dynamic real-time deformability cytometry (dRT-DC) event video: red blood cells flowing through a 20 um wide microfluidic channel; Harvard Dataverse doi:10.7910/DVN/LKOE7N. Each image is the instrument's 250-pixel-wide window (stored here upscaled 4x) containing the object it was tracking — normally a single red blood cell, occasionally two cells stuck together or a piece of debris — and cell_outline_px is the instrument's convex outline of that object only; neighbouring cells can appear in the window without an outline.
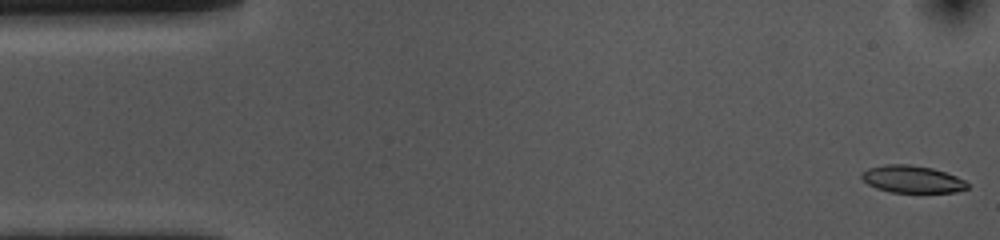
{"species": "common noctule bat (a hibernating species)", "species_latin": "Nyctalus noctula", "temperature_condition": "cold", "stored_images_in_passage": 54, "camera_frame_rate_fps": 3000, "um_per_image_px": 0.085, "animal": {"sex": "female", "body_mass_g": 10.0, "forearm_length_mm": 53.1}, "frame": {"image": 1, "passage_image": 1, "time_ms": 0.0, "image_size_px": [1000, 240], "cell_outline_px": [[968, 188], [956, 192], [892, 192], [876, 188], [868, 184], [860, 176], [860, 172], [868, 168], [884, 164], [912, 164], [932, 168], [956, 176], [964, 180], [968, 184]], "centroid_in_image_um": [77.5, 15.22], "position_along_channel_um": 7.5, "area_um2": 16.82}}
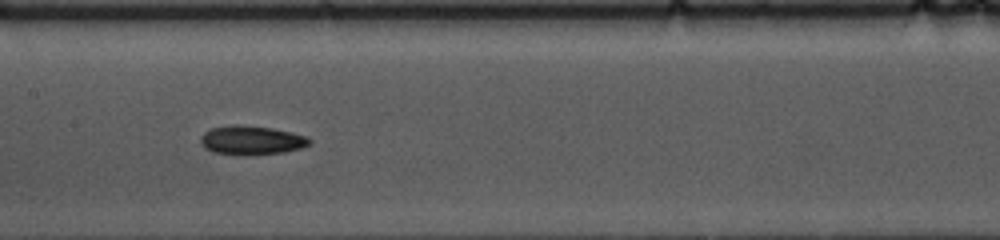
{"frame": {"image": 2, "passage_image": 25, "time_ms": 8.0, "image_size_px": [1000, 240], "cell_outline_px": [[312, 140], [308, 144], [300, 148], [284, 152], [244, 156], [236, 156], [212, 152], [204, 148], [200, 140], [200, 136], [204, 132], [212, 128], [236, 124], [272, 128], [292, 132], [308, 136]], "centroid_in_image_um": [21.35, 11.93], "position_along_channel_um": 186.0, "area_um2": 18.67}}
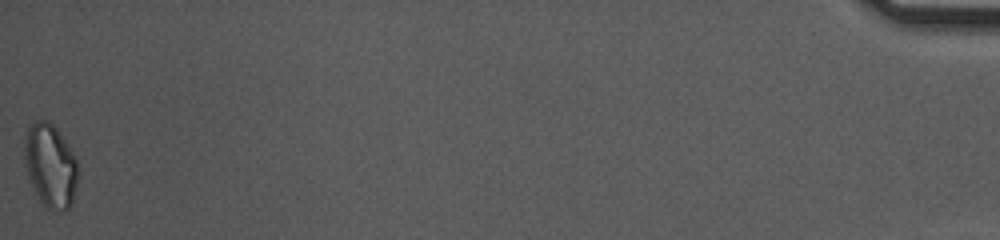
{"frame": {"image": 3, "passage_image": 54, "time_ms": 17.667, "image_size_px": [1000, 240], "cell_outline_px": [[80, 172], [72, 204], [64, 212], [48, 208], [40, 200], [28, 176], [24, 164], [24, 140], [28, 128], [36, 120], [44, 120], [52, 124], [56, 128], [68, 144], [76, 160]], "centroid_in_image_um": [4.3, 14.08], "position_along_channel_um": 430.9, "area_um2": 26.13}, "authors_computed_cell_mechanics": {"area_um2": 17.7735, "velocity_mm_per_s": 3.6207, "shape_relaxation_time_tau1_ms": 5.6039, "shape_relaxation_time_tau2_ms": null, "deformation_change_tau1": 0.1349, "deformation_change_tau2": null}}